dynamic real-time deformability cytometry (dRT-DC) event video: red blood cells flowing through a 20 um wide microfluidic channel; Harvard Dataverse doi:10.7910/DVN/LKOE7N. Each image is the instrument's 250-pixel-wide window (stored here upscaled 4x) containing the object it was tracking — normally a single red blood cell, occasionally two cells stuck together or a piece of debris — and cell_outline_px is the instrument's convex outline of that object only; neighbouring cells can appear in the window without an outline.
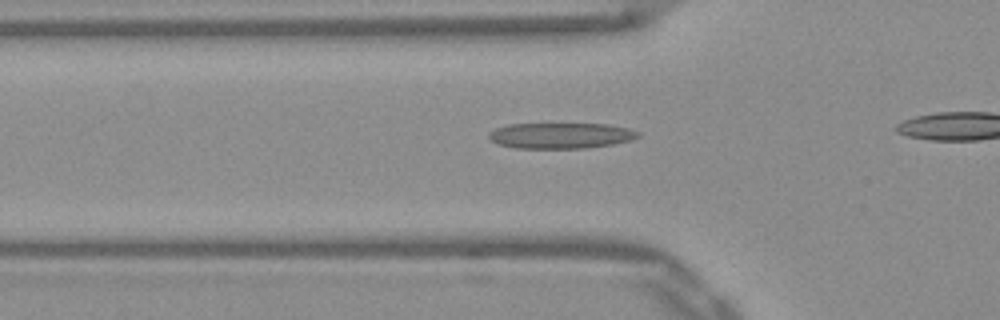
{"species": "Egyptian fruit bat (a non-hibernating species)", "species_latin": "Rousettus aegyptiacus", "temperature_condition": "warm", "stored_images_in_passage": 26, "camera_frame_rate_fps": 3000, "um_per_image_px": 0.085, "frame": {"image": 1, "passage_image": 11, "time_ms": 3.333, "image_size_px": [1000, 320], "cell_outline_px": [[640, 136], [632, 140], [612, 144], [584, 148], [516, 148], [496, 144], [488, 136], [488, 132], [496, 128], [508, 124], [608, 124], [628, 128], [640, 132]], "centroid_in_image_um": [47.66, 11.52], "position_along_channel_um": 78.1, "area_um2": 22.43}}
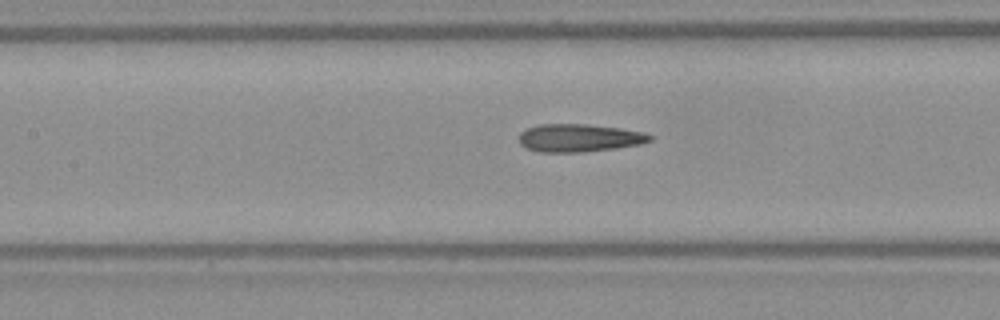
{"frame": {"image": 2, "passage_image": 17, "time_ms": 5.333, "image_size_px": [1000, 320], "cell_outline_px": [[652, 140], [640, 144], [616, 148], [584, 152], [540, 152], [524, 148], [520, 144], [520, 132], [528, 128], [540, 124], [584, 124], [620, 128], [644, 132], [652, 136]], "centroid_in_image_um": [49.22, 11.73], "position_along_channel_um": 158.2, "area_um2": 21.27}}
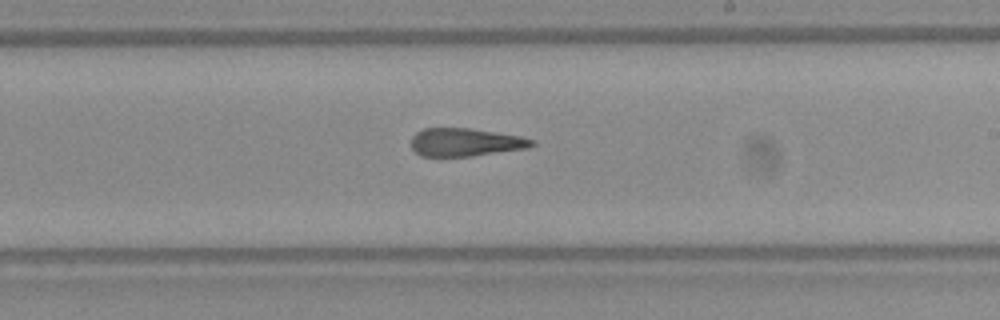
{"frame": {"image": 3, "passage_image": 24, "time_ms": 7.667, "image_size_px": [1000, 320], "cell_outline_px": [[536, 144], [528, 148], [472, 156], [420, 156], [412, 148], [412, 136], [416, 132], [424, 128], [468, 128], [520, 136], [536, 140]], "centroid_in_image_um": [39.57, 12.09], "position_along_channel_um": 249.4, "area_um2": 19.71}}